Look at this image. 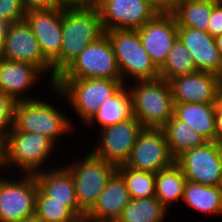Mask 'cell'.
<instances>
[{
	"instance_id": "cell-21",
	"label": "cell",
	"mask_w": 222,
	"mask_h": 222,
	"mask_svg": "<svg viewBox=\"0 0 222 222\" xmlns=\"http://www.w3.org/2000/svg\"><path fill=\"white\" fill-rule=\"evenodd\" d=\"M130 200L126 184L116 172L85 216L95 221L116 222Z\"/></svg>"
},
{
	"instance_id": "cell-16",
	"label": "cell",
	"mask_w": 222,
	"mask_h": 222,
	"mask_svg": "<svg viewBox=\"0 0 222 222\" xmlns=\"http://www.w3.org/2000/svg\"><path fill=\"white\" fill-rule=\"evenodd\" d=\"M143 48L159 69L178 38V26L174 15L158 12L150 21L137 29Z\"/></svg>"
},
{
	"instance_id": "cell-8",
	"label": "cell",
	"mask_w": 222,
	"mask_h": 222,
	"mask_svg": "<svg viewBox=\"0 0 222 222\" xmlns=\"http://www.w3.org/2000/svg\"><path fill=\"white\" fill-rule=\"evenodd\" d=\"M122 80L112 44L106 34L88 44L57 79Z\"/></svg>"
},
{
	"instance_id": "cell-35",
	"label": "cell",
	"mask_w": 222,
	"mask_h": 222,
	"mask_svg": "<svg viewBox=\"0 0 222 222\" xmlns=\"http://www.w3.org/2000/svg\"><path fill=\"white\" fill-rule=\"evenodd\" d=\"M21 4L25 12L51 10L62 7L59 0H21Z\"/></svg>"
},
{
	"instance_id": "cell-30",
	"label": "cell",
	"mask_w": 222,
	"mask_h": 222,
	"mask_svg": "<svg viewBox=\"0 0 222 222\" xmlns=\"http://www.w3.org/2000/svg\"><path fill=\"white\" fill-rule=\"evenodd\" d=\"M117 173L123 178L131 199L155 196V173L134 170L125 164L117 167Z\"/></svg>"
},
{
	"instance_id": "cell-2",
	"label": "cell",
	"mask_w": 222,
	"mask_h": 222,
	"mask_svg": "<svg viewBox=\"0 0 222 222\" xmlns=\"http://www.w3.org/2000/svg\"><path fill=\"white\" fill-rule=\"evenodd\" d=\"M125 84L122 80L103 78L57 79L50 88L55 95L65 98L83 124L97 112L99 106L108 101Z\"/></svg>"
},
{
	"instance_id": "cell-22",
	"label": "cell",
	"mask_w": 222,
	"mask_h": 222,
	"mask_svg": "<svg viewBox=\"0 0 222 222\" xmlns=\"http://www.w3.org/2000/svg\"><path fill=\"white\" fill-rule=\"evenodd\" d=\"M216 104L174 103V116L207 141H214Z\"/></svg>"
},
{
	"instance_id": "cell-27",
	"label": "cell",
	"mask_w": 222,
	"mask_h": 222,
	"mask_svg": "<svg viewBox=\"0 0 222 222\" xmlns=\"http://www.w3.org/2000/svg\"><path fill=\"white\" fill-rule=\"evenodd\" d=\"M186 178L174 163L155 177V197L168 210L171 204L182 201Z\"/></svg>"
},
{
	"instance_id": "cell-31",
	"label": "cell",
	"mask_w": 222,
	"mask_h": 222,
	"mask_svg": "<svg viewBox=\"0 0 222 222\" xmlns=\"http://www.w3.org/2000/svg\"><path fill=\"white\" fill-rule=\"evenodd\" d=\"M35 216L42 222H78L79 217L65 202L50 201L39 189L36 194Z\"/></svg>"
},
{
	"instance_id": "cell-46",
	"label": "cell",
	"mask_w": 222,
	"mask_h": 222,
	"mask_svg": "<svg viewBox=\"0 0 222 222\" xmlns=\"http://www.w3.org/2000/svg\"><path fill=\"white\" fill-rule=\"evenodd\" d=\"M2 59H3V57H2V56H0V65H1Z\"/></svg>"
},
{
	"instance_id": "cell-32",
	"label": "cell",
	"mask_w": 222,
	"mask_h": 222,
	"mask_svg": "<svg viewBox=\"0 0 222 222\" xmlns=\"http://www.w3.org/2000/svg\"><path fill=\"white\" fill-rule=\"evenodd\" d=\"M15 104L6 93L0 91V143L13 128Z\"/></svg>"
},
{
	"instance_id": "cell-15",
	"label": "cell",
	"mask_w": 222,
	"mask_h": 222,
	"mask_svg": "<svg viewBox=\"0 0 222 222\" xmlns=\"http://www.w3.org/2000/svg\"><path fill=\"white\" fill-rule=\"evenodd\" d=\"M95 6L104 31L137 30L158 13L145 0H97Z\"/></svg>"
},
{
	"instance_id": "cell-42",
	"label": "cell",
	"mask_w": 222,
	"mask_h": 222,
	"mask_svg": "<svg viewBox=\"0 0 222 222\" xmlns=\"http://www.w3.org/2000/svg\"><path fill=\"white\" fill-rule=\"evenodd\" d=\"M17 222H42V221H40L36 216H33L31 218L20 220Z\"/></svg>"
},
{
	"instance_id": "cell-1",
	"label": "cell",
	"mask_w": 222,
	"mask_h": 222,
	"mask_svg": "<svg viewBox=\"0 0 222 222\" xmlns=\"http://www.w3.org/2000/svg\"><path fill=\"white\" fill-rule=\"evenodd\" d=\"M56 147V144L44 135L21 132L13 126L0 143V170L4 171V176L6 169L11 170L12 167L15 172L17 167V170L22 172L21 175H34L44 171L45 163L51 159Z\"/></svg>"
},
{
	"instance_id": "cell-34",
	"label": "cell",
	"mask_w": 222,
	"mask_h": 222,
	"mask_svg": "<svg viewBox=\"0 0 222 222\" xmlns=\"http://www.w3.org/2000/svg\"><path fill=\"white\" fill-rule=\"evenodd\" d=\"M207 32L214 38L222 34V0L213 7Z\"/></svg>"
},
{
	"instance_id": "cell-39",
	"label": "cell",
	"mask_w": 222,
	"mask_h": 222,
	"mask_svg": "<svg viewBox=\"0 0 222 222\" xmlns=\"http://www.w3.org/2000/svg\"><path fill=\"white\" fill-rule=\"evenodd\" d=\"M9 23L0 19V56L3 54L4 50V40H5V35L7 33Z\"/></svg>"
},
{
	"instance_id": "cell-45",
	"label": "cell",
	"mask_w": 222,
	"mask_h": 222,
	"mask_svg": "<svg viewBox=\"0 0 222 222\" xmlns=\"http://www.w3.org/2000/svg\"><path fill=\"white\" fill-rule=\"evenodd\" d=\"M218 187L222 190V171H221L220 183H219Z\"/></svg>"
},
{
	"instance_id": "cell-36",
	"label": "cell",
	"mask_w": 222,
	"mask_h": 222,
	"mask_svg": "<svg viewBox=\"0 0 222 222\" xmlns=\"http://www.w3.org/2000/svg\"><path fill=\"white\" fill-rule=\"evenodd\" d=\"M97 0H59L63 8L92 7Z\"/></svg>"
},
{
	"instance_id": "cell-3",
	"label": "cell",
	"mask_w": 222,
	"mask_h": 222,
	"mask_svg": "<svg viewBox=\"0 0 222 222\" xmlns=\"http://www.w3.org/2000/svg\"><path fill=\"white\" fill-rule=\"evenodd\" d=\"M105 31L97 7H62L60 73Z\"/></svg>"
},
{
	"instance_id": "cell-40",
	"label": "cell",
	"mask_w": 222,
	"mask_h": 222,
	"mask_svg": "<svg viewBox=\"0 0 222 222\" xmlns=\"http://www.w3.org/2000/svg\"><path fill=\"white\" fill-rule=\"evenodd\" d=\"M216 110H222V77L219 80L217 88Z\"/></svg>"
},
{
	"instance_id": "cell-19",
	"label": "cell",
	"mask_w": 222,
	"mask_h": 222,
	"mask_svg": "<svg viewBox=\"0 0 222 222\" xmlns=\"http://www.w3.org/2000/svg\"><path fill=\"white\" fill-rule=\"evenodd\" d=\"M43 75L37 67L31 64L2 59L0 91L6 93L16 103L35 100L37 97L35 98L34 95L30 97L26 93L42 80Z\"/></svg>"
},
{
	"instance_id": "cell-17",
	"label": "cell",
	"mask_w": 222,
	"mask_h": 222,
	"mask_svg": "<svg viewBox=\"0 0 222 222\" xmlns=\"http://www.w3.org/2000/svg\"><path fill=\"white\" fill-rule=\"evenodd\" d=\"M220 76L197 71L168 81L174 103L216 104Z\"/></svg>"
},
{
	"instance_id": "cell-18",
	"label": "cell",
	"mask_w": 222,
	"mask_h": 222,
	"mask_svg": "<svg viewBox=\"0 0 222 222\" xmlns=\"http://www.w3.org/2000/svg\"><path fill=\"white\" fill-rule=\"evenodd\" d=\"M178 38L191 54L197 71L222 77V58L214 37L203 30L178 27Z\"/></svg>"
},
{
	"instance_id": "cell-5",
	"label": "cell",
	"mask_w": 222,
	"mask_h": 222,
	"mask_svg": "<svg viewBox=\"0 0 222 222\" xmlns=\"http://www.w3.org/2000/svg\"><path fill=\"white\" fill-rule=\"evenodd\" d=\"M49 101L35 99L17 102L13 126L21 132L44 135L57 145L59 138L72 134L75 124L65 116L64 111L61 112Z\"/></svg>"
},
{
	"instance_id": "cell-33",
	"label": "cell",
	"mask_w": 222,
	"mask_h": 222,
	"mask_svg": "<svg viewBox=\"0 0 222 222\" xmlns=\"http://www.w3.org/2000/svg\"><path fill=\"white\" fill-rule=\"evenodd\" d=\"M24 17L21 0H0V19L12 24L24 20Z\"/></svg>"
},
{
	"instance_id": "cell-28",
	"label": "cell",
	"mask_w": 222,
	"mask_h": 222,
	"mask_svg": "<svg viewBox=\"0 0 222 222\" xmlns=\"http://www.w3.org/2000/svg\"><path fill=\"white\" fill-rule=\"evenodd\" d=\"M167 213L155 196L131 199L116 222H164Z\"/></svg>"
},
{
	"instance_id": "cell-11",
	"label": "cell",
	"mask_w": 222,
	"mask_h": 222,
	"mask_svg": "<svg viewBox=\"0 0 222 222\" xmlns=\"http://www.w3.org/2000/svg\"><path fill=\"white\" fill-rule=\"evenodd\" d=\"M187 181L218 186L222 171V146L215 141L182 153L175 159Z\"/></svg>"
},
{
	"instance_id": "cell-29",
	"label": "cell",
	"mask_w": 222,
	"mask_h": 222,
	"mask_svg": "<svg viewBox=\"0 0 222 222\" xmlns=\"http://www.w3.org/2000/svg\"><path fill=\"white\" fill-rule=\"evenodd\" d=\"M194 60L179 38L171 47L163 65L159 68V77L169 81L176 77L196 73Z\"/></svg>"
},
{
	"instance_id": "cell-23",
	"label": "cell",
	"mask_w": 222,
	"mask_h": 222,
	"mask_svg": "<svg viewBox=\"0 0 222 222\" xmlns=\"http://www.w3.org/2000/svg\"><path fill=\"white\" fill-rule=\"evenodd\" d=\"M131 117H133L132 97L128 86L124 85L108 101L99 106L86 125L92 127L98 123L100 128L98 130H102Z\"/></svg>"
},
{
	"instance_id": "cell-6",
	"label": "cell",
	"mask_w": 222,
	"mask_h": 222,
	"mask_svg": "<svg viewBox=\"0 0 222 222\" xmlns=\"http://www.w3.org/2000/svg\"><path fill=\"white\" fill-rule=\"evenodd\" d=\"M85 155L82 161L79 158L78 161L74 160L76 162L63 166L71 174L74 182L79 218L85 216L93 208L99 195L117 172L116 165L96 157L91 151Z\"/></svg>"
},
{
	"instance_id": "cell-14",
	"label": "cell",
	"mask_w": 222,
	"mask_h": 222,
	"mask_svg": "<svg viewBox=\"0 0 222 222\" xmlns=\"http://www.w3.org/2000/svg\"><path fill=\"white\" fill-rule=\"evenodd\" d=\"M24 20L38 41L43 57L52 65V71L58 76L62 44V7L25 12Z\"/></svg>"
},
{
	"instance_id": "cell-20",
	"label": "cell",
	"mask_w": 222,
	"mask_h": 222,
	"mask_svg": "<svg viewBox=\"0 0 222 222\" xmlns=\"http://www.w3.org/2000/svg\"><path fill=\"white\" fill-rule=\"evenodd\" d=\"M52 167L34 174L38 189L50 197V201L65 202L79 217V205L71 174L63 166Z\"/></svg>"
},
{
	"instance_id": "cell-9",
	"label": "cell",
	"mask_w": 222,
	"mask_h": 222,
	"mask_svg": "<svg viewBox=\"0 0 222 222\" xmlns=\"http://www.w3.org/2000/svg\"><path fill=\"white\" fill-rule=\"evenodd\" d=\"M0 176V222H17L35 216L38 191L35 176Z\"/></svg>"
},
{
	"instance_id": "cell-4",
	"label": "cell",
	"mask_w": 222,
	"mask_h": 222,
	"mask_svg": "<svg viewBox=\"0 0 222 222\" xmlns=\"http://www.w3.org/2000/svg\"><path fill=\"white\" fill-rule=\"evenodd\" d=\"M131 84L128 83V88L133 116L144 128H162L174 115V101L168 81L158 77L136 80Z\"/></svg>"
},
{
	"instance_id": "cell-25",
	"label": "cell",
	"mask_w": 222,
	"mask_h": 222,
	"mask_svg": "<svg viewBox=\"0 0 222 222\" xmlns=\"http://www.w3.org/2000/svg\"><path fill=\"white\" fill-rule=\"evenodd\" d=\"M219 0H185L175 4L171 13L178 27H191L208 31V24L214 5Z\"/></svg>"
},
{
	"instance_id": "cell-38",
	"label": "cell",
	"mask_w": 222,
	"mask_h": 222,
	"mask_svg": "<svg viewBox=\"0 0 222 222\" xmlns=\"http://www.w3.org/2000/svg\"><path fill=\"white\" fill-rule=\"evenodd\" d=\"M150 5H152L158 12H169L171 11V6L169 0H145Z\"/></svg>"
},
{
	"instance_id": "cell-10",
	"label": "cell",
	"mask_w": 222,
	"mask_h": 222,
	"mask_svg": "<svg viewBox=\"0 0 222 222\" xmlns=\"http://www.w3.org/2000/svg\"><path fill=\"white\" fill-rule=\"evenodd\" d=\"M3 59L28 63L37 67L45 76L47 85L51 88L57 75L52 71V65L43 57L38 41L25 20L9 24L4 40Z\"/></svg>"
},
{
	"instance_id": "cell-12",
	"label": "cell",
	"mask_w": 222,
	"mask_h": 222,
	"mask_svg": "<svg viewBox=\"0 0 222 222\" xmlns=\"http://www.w3.org/2000/svg\"><path fill=\"white\" fill-rule=\"evenodd\" d=\"M139 120L133 116L112 126L99 130V143L90 151L105 162L117 167L130 158L139 133L143 130Z\"/></svg>"
},
{
	"instance_id": "cell-24",
	"label": "cell",
	"mask_w": 222,
	"mask_h": 222,
	"mask_svg": "<svg viewBox=\"0 0 222 222\" xmlns=\"http://www.w3.org/2000/svg\"><path fill=\"white\" fill-rule=\"evenodd\" d=\"M182 201L192 210L206 215H222V190L186 181Z\"/></svg>"
},
{
	"instance_id": "cell-41",
	"label": "cell",
	"mask_w": 222,
	"mask_h": 222,
	"mask_svg": "<svg viewBox=\"0 0 222 222\" xmlns=\"http://www.w3.org/2000/svg\"><path fill=\"white\" fill-rule=\"evenodd\" d=\"M216 46L222 58V34L215 37Z\"/></svg>"
},
{
	"instance_id": "cell-43",
	"label": "cell",
	"mask_w": 222,
	"mask_h": 222,
	"mask_svg": "<svg viewBox=\"0 0 222 222\" xmlns=\"http://www.w3.org/2000/svg\"><path fill=\"white\" fill-rule=\"evenodd\" d=\"M78 222H104V221H95V220H92L86 216H83V217L79 218Z\"/></svg>"
},
{
	"instance_id": "cell-44",
	"label": "cell",
	"mask_w": 222,
	"mask_h": 222,
	"mask_svg": "<svg viewBox=\"0 0 222 222\" xmlns=\"http://www.w3.org/2000/svg\"><path fill=\"white\" fill-rule=\"evenodd\" d=\"M181 1H185V0H169V4H170V6L172 8L175 4H177V3L181 2Z\"/></svg>"
},
{
	"instance_id": "cell-26",
	"label": "cell",
	"mask_w": 222,
	"mask_h": 222,
	"mask_svg": "<svg viewBox=\"0 0 222 222\" xmlns=\"http://www.w3.org/2000/svg\"><path fill=\"white\" fill-rule=\"evenodd\" d=\"M161 129L164 132L170 154L174 159L182 153L207 142L188 123L178 120L174 115Z\"/></svg>"
},
{
	"instance_id": "cell-7",
	"label": "cell",
	"mask_w": 222,
	"mask_h": 222,
	"mask_svg": "<svg viewBox=\"0 0 222 222\" xmlns=\"http://www.w3.org/2000/svg\"><path fill=\"white\" fill-rule=\"evenodd\" d=\"M114 51L122 82L155 79L159 69L142 46L137 30L116 29L105 31Z\"/></svg>"
},
{
	"instance_id": "cell-13",
	"label": "cell",
	"mask_w": 222,
	"mask_h": 222,
	"mask_svg": "<svg viewBox=\"0 0 222 222\" xmlns=\"http://www.w3.org/2000/svg\"><path fill=\"white\" fill-rule=\"evenodd\" d=\"M175 163L161 128H143L132 149L128 168L157 174Z\"/></svg>"
},
{
	"instance_id": "cell-37",
	"label": "cell",
	"mask_w": 222,
	"mask_h": 222,
	"mask_svg": "<svg viewBox=\"0 0 222 222\" xmlns=\"http://www.w3.org/2000/svg\"><path fill=\"white\" fill-rule=\"evenodd\" d=\"M214 141L222 146V110H216L215 113Z\"/></svg>"
}]
</instances>
